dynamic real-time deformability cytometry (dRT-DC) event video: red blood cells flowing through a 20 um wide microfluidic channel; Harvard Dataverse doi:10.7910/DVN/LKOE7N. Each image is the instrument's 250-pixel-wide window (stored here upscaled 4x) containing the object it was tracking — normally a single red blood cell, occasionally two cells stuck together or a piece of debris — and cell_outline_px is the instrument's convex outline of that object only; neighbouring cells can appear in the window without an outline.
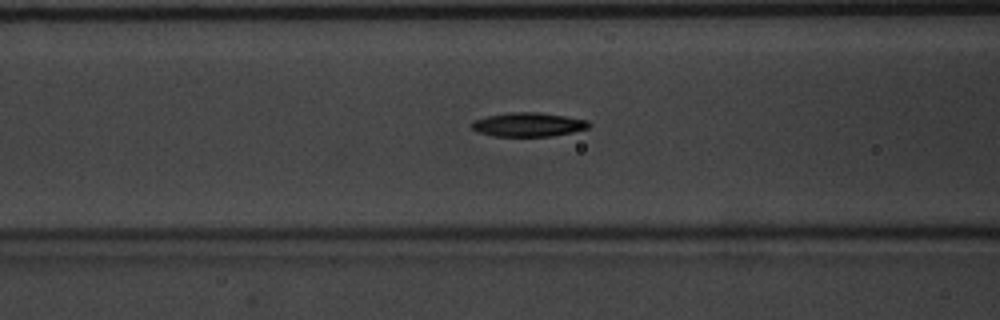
{"species": "common noctule bat (a hibernating species)", "species_latin": "Nyctalus noctula", "temperature_condition": "warm", "stored_images_in_passage": 34, "camera_frame_rate_fps": 3000, "um_per_image_px": 0.085, "animal": {"sex": "male", "body_mass_g": 20.1, "forearm_length_mm": 53.5}, "frame": {"image": 1, "passage_image": 9, "time_ms": 2.667, "image_size_px": [1000, 320], "cell_outline_px": [[592, 124], [588, 128], [572, 132], [552, 136], [492, 136], [480, 132], [472, 128], [472, 124], [476, 120], [488, 116], [508, 112], [536, 112], [564, 116], [588, 120]], "centroid_in_image_um": [44.95, 10.59], "position_along_channel_um": 121.7, "area_um2": 16.18}}
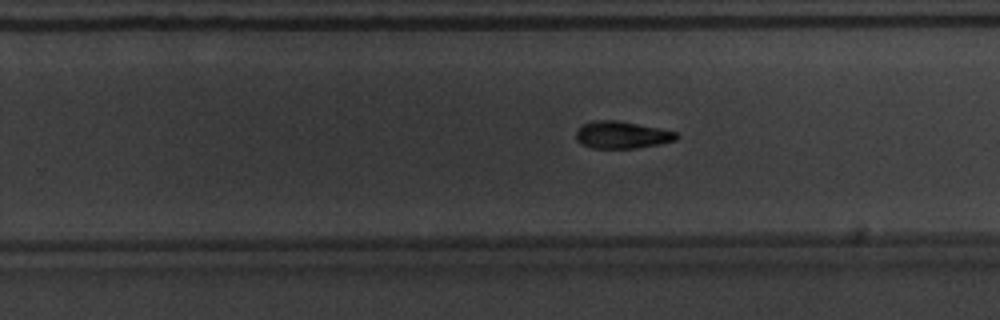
{"frame": {"image": 2, "passage_image": 21, "time_ms": 6.667, "image_size_px": [1000, 320], "cell_outline_px": [[680, 136], [676, 140], [660, 144], [636, 148], [592, 148], [580, 144], [576, 140], [576, 128], [592, 120], [616, 120], [660, 128], [676, 132]], "centroid_in_image_um": [52.84, 11.47], "position_along_channel_um": 277.0, "area_um2": 16.07}}
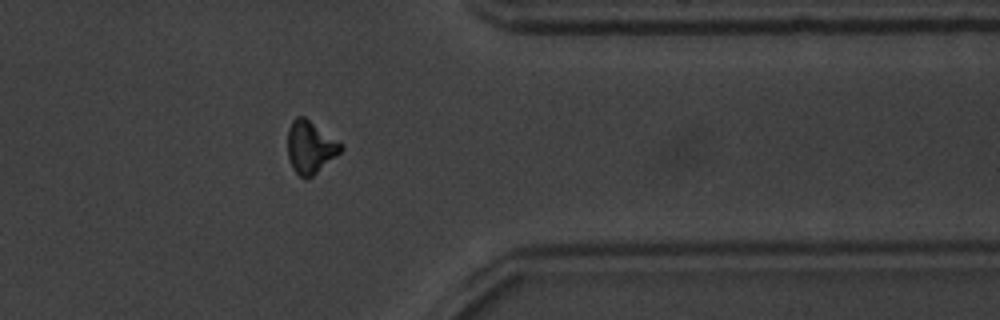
{"frame": {"image": 3, "passage_image": 30, "time_ms": 9.667, "image_size_px": [1000, 320], "cell_outline_px": [[344, 148], [340, 152], [312, 176], [304, 180], [292, 168], [288, 156], [288, 128], [292, 120], [296, 116], [304, 116], [344, 144]], "centroid_in_image_um": [26.37, 12.49], "position_along_channel_um": 385.0, "area_um2": 16.3}, "authors_computed_cell_mechanics": {"area_um2": 16.2418, "velocity_mm_per_s": 3.8861, "shape_relaxation_time_tau1_ms": 2.3084, "shape_relaxation_time_tau2_ms": null, "deformation_change_tau1": 0.1391, "deformation_change_tau2": null}}